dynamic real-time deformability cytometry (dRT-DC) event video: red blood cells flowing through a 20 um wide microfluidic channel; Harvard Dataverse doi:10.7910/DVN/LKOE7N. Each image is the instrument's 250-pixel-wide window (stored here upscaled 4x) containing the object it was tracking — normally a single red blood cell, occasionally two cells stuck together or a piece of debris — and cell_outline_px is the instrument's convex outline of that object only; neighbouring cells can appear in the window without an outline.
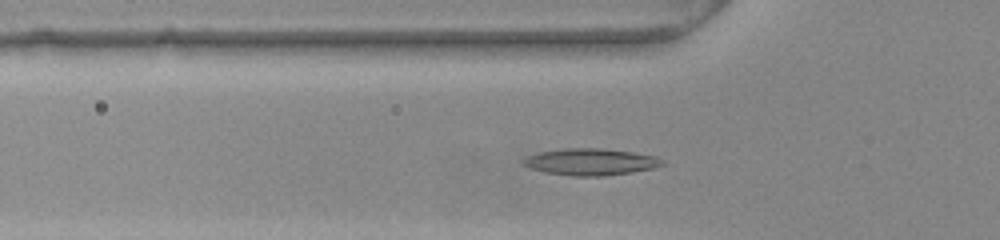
{"species": "common noctule bat (a hibernating species)", "species_latin": "Nyctalus noctula", "temperature_condition": "warm", "stored_images_in_passage": 51, "camera_frame_rate_fps": 3000, "um_per_image_px": 0.085, "animal": {"sex": "female", "body_mass_g": 22.0, "forearm_length_mm": 56.7}, "frame": {"image": 1, "passage_image": 14, "time_ms": 4.333, "image_size_px": [1000, 240], "cell_outline_px": [[668, 164], [656, 168], [632, 172], [604, 176], [572, 176], [544, 172], [520, 164], [520, 160], [528, 156], [540, 152], [564, 148], [604, 148], [632, 152], [656, 156], [664, 160]], "centroid_in_image_um": [50.24, 13.76], "position_along_channel_um": 75.6, "area_um2": 21.96}}
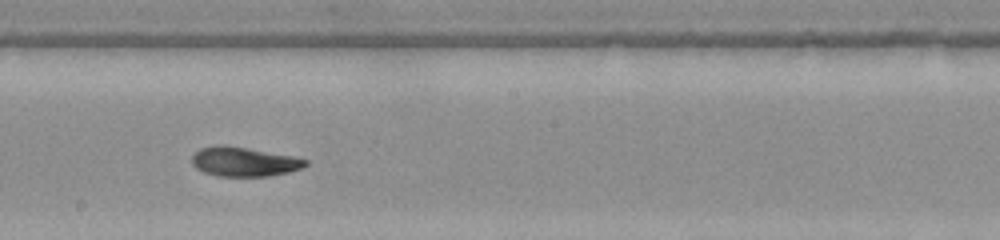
{"frame": {"image": 2, "passage_image": 26, "time_ms": 8.333, "image_size_px": [1000, 240], "cell_outline_px": [[308, 164], [304, 168], [288, 172], [268, 176], [216, 176], [204, 172], [196, 168], [192, 164], [192, 156], [200, 148], [216, 144], [224, 144], [248, 148], [292, 156], [308, 160]], "centroid_in_image_um": [20.73, 13.74], "position_along_channel_um": 227.5, "area_um2": 19.54}}
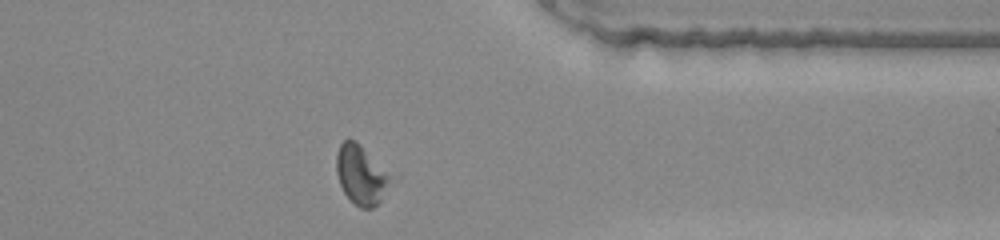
{"frame": {"image": 3, "passage_image": 39, "time_ms": 12.667, "image_size_px": [1000, 240], "cell_outline_px": [[392, 180], [380, 200], [372, 208], [360, 208], [344, 192], [340, 184], [336, 172], [336, 152], [340, 144], [344, 140], [356, 140], [360, 144]], "centroid_in_image_um": [30.63, 14.86], "position_along_channel_um": 380.8, "area_um2": 17.92}, "authors_computed_cell_mechanics": {"area_um2": 19.363, "velocity_mm_per_s": 3.7942, "shape_relaxation_time_tau1_ms": 5.9686, "shape_relaxation_time_tau2_ms": 6.6879, "deformation_change_tau1": 0.1485, "deformation_change_tau2": 0.1489}}